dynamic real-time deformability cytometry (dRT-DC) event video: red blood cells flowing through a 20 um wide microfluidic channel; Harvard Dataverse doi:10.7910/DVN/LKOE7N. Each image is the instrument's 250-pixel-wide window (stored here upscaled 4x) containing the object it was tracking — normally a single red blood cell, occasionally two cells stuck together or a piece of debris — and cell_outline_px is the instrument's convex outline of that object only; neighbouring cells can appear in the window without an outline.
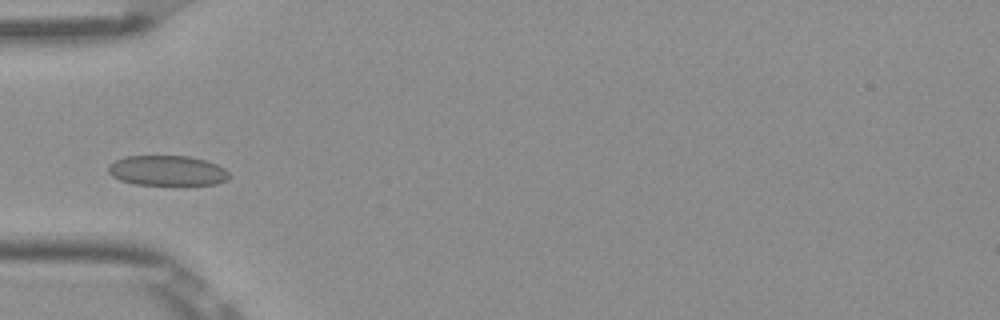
{"species": "Egyptian fruit bat (a non-hibernating species)", "species_latin": "Rousettus aegyptiacus", "temperature_condition": "room temperature", "stored_images_in_passage": 36, "camera_frame_rate_fps": 3000, "um_per_image_px": 0.085, "frame": {"image": 1, "passage_image": 1, "time_ms": 0.0, "image_size_px": [1000, 320], "cell_outline_px": [[228, 180], [216, 184], [132, 184], [120, 180], [112, 176], [108, 172], [108, 164], [124, 156], [188, 156], [204, 160], [216, 164], [224, 168], [228, 172]], "centroid_in_image_um": [14.18, 14.49], "position_along_channel_um": 70.8, "area_um2": 21.1}}
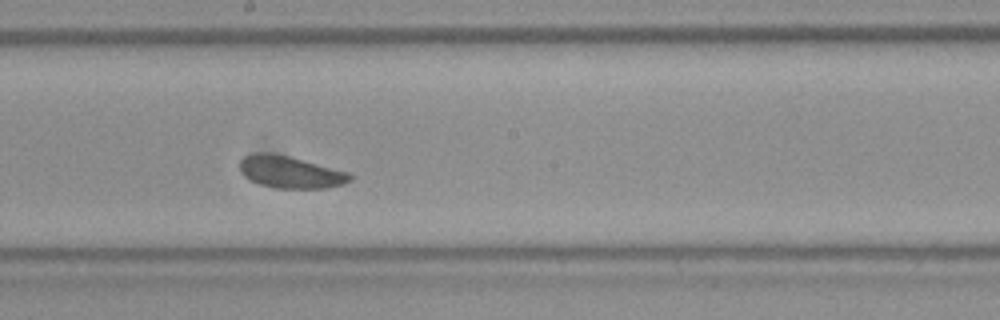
{"frame": {"image": 2, "passage_image": 13, "time_ms": 4.0, "image_size_px": [1000, 320], "cell_outline_px": [[352, 180], [344, 184], [324, 188], [276, 188], [260, 184], [244, 176], [240, 172], [240, 160], [244, 156], [256, 152], [272, 152], [288, 156], [348, 172], [352, 176]], "centroid_in_image_um": [24.65, 14.62], "position_along_channel_um": 223.5, "area_um2": 20.52}}
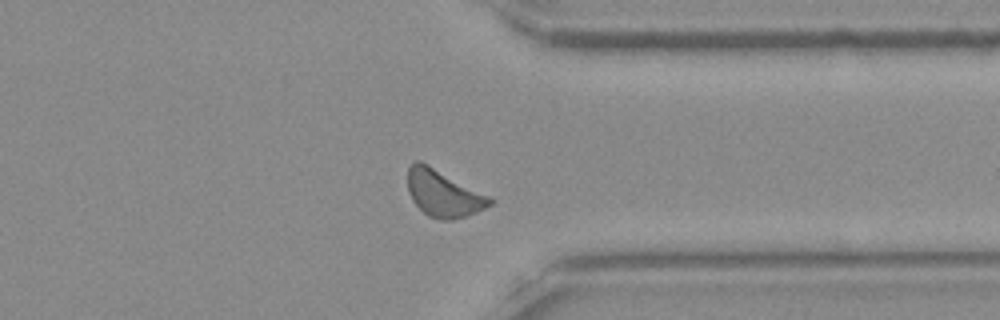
{"frame": {"image": 3, "passage_image": 25, "time_ms": 8.0, "image_size_px": [1000, 320], "cell_outline_px": [[492, 204], [476, 212], [452, 220], [440, 220], [428, 216], [412, 200], [408, 192], [408, 168], [416, 160], [420, 160], [428, 164], [488, 196], [492, 200]], "centroid_in_image_um": [37.64, 16.44], "position_along_channel_um": 373.8, "area_um2": 21.96}, "authors_computed_cell_mechanics": {"area_um2": 21.0681, "velocity_mm_per_s": 3.8158, "shape_relaxation_time_tau1_ms": null, "shape_relaxation_time_tau2_ms": 5.6942, "deformation_change_tau1": null, "deformation_change_tau2": 0.0687}}